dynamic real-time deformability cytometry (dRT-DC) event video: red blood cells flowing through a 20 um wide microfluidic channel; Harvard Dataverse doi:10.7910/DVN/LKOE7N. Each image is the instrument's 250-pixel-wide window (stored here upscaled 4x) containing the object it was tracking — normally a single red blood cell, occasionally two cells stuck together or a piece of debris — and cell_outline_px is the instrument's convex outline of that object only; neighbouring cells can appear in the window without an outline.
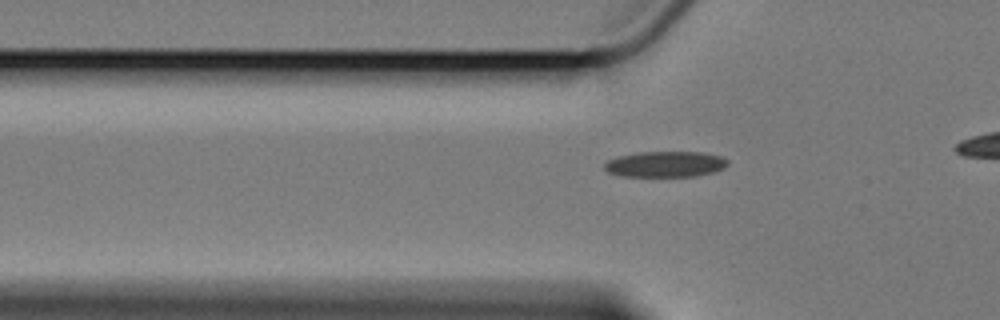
{"species": "Egyptian fruit bat (a non-hibernating species)", "species_latin": "Rousettus aegyptiacus", "temperature_condition": "cold", "stored_images_in_passage": 37, "camera_frame_rate_fps": 3000, "um_per_image_px": 0.085, "animal": {"sex": "female"}, "frame": {"image": 1, "passage_image": 8, "time_ms": 2.333, "image_size_px": [1000, 320], "cell_outline_px": [[728, 164], [724, 168], [712, 172], [696, 176], [624, 176], [608, 172], [604, 168], [604, 164], [608, 160], [616, 156], [636, 152], [704, 152], [720, 156], [728, 160]], "centroid_in_image_um": [56.54, 13.94], "position_along_channel_um": 69.3, "area_um2": 18.55}}
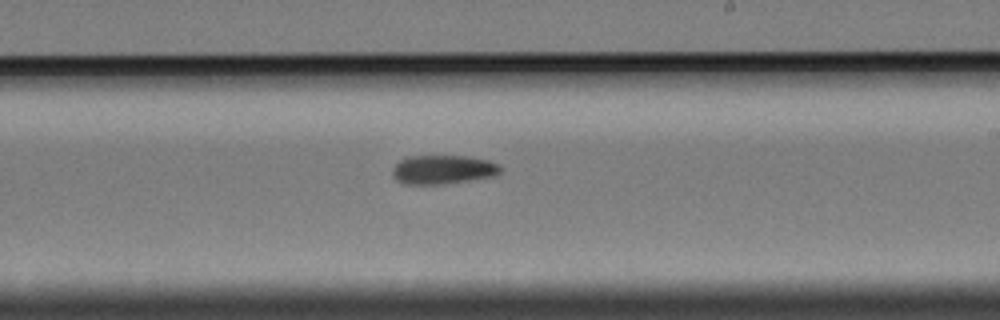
{"frame": {"image": 2, "passage_image": 24, "time_ms": 7.667, "image_size_px": [1000, 320], "cell_outline_px": [[504, 168], [496, 176], [440, 184], [408, 184], [396, 180], [392, 176], [392, 168], [400, 160], [408, 156], [468, 156], [488, 160], [500, 164]], "centroid_in_image_um": [37.68, 14.4], "position_along_channel_um": 251.3, "area_um2": 18.32}}
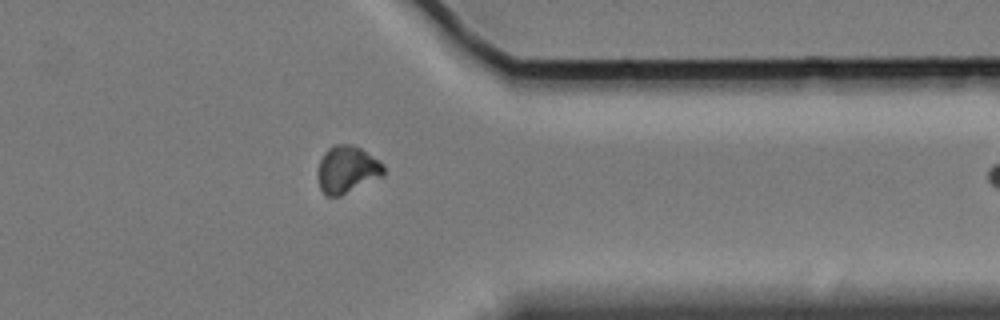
{"frame": {"image": 3, "passage_image": 36, "time_ms": 11.667, "image_size_px": [1000, 320], "cell_outline_px": [[384, 176], [340, 196], [324, 196], [320, 188], [316, 176], [316, 172], [320, 160], [324, 152], [332, 144], [352, 144], [360, 148], [380, 160], [384, 164]], "centroid_in_image_um": [29.48, 14.41], "position_along_channel_um": 381.9, "area_um2": 18.55}}